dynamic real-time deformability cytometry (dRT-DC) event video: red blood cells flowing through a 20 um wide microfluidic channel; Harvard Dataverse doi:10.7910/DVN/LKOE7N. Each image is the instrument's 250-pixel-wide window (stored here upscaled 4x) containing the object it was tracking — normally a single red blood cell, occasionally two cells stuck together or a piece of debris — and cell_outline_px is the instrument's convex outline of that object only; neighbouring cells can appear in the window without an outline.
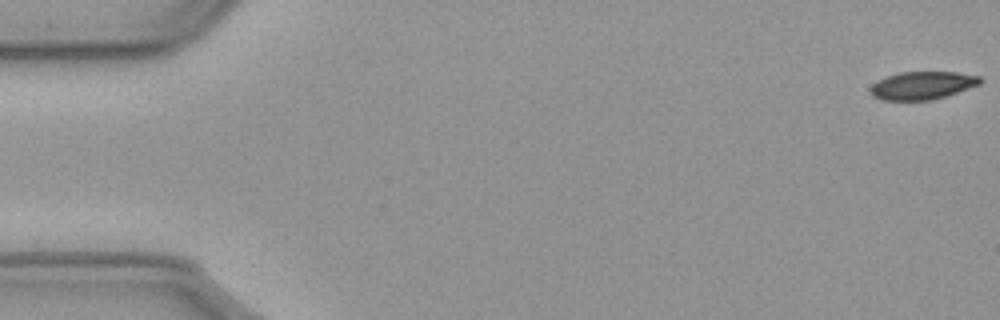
{"species": "common noctule bat (a hibernating species)", "species_latin": "Nyctalus noctula", "temperature_condition": "cold", "stored_images_in_passage": 57, "camera_frame_rate_fps": 3000, "um_per_image_px": 0.085, "animal": {"sex": "male", "body_mass_g": 23.1, "forearm_length_mm": 52.7}, "frame": {"image": 1, "passage_image": 1, "time_ms": 0.0, "image_size_px": [1000, 320], "cell_outline_px": [[984, 80], [980, 84], [932, 100], [884, 100], [872, 96], [868, 88], [872, 84], [888, 76], [900, 72], [956, 72], [980, 76]], "centroid_in_image_um": [78.39, 7.26], "position_along_channel_um": 6.6, "area_um2": 17.74}}
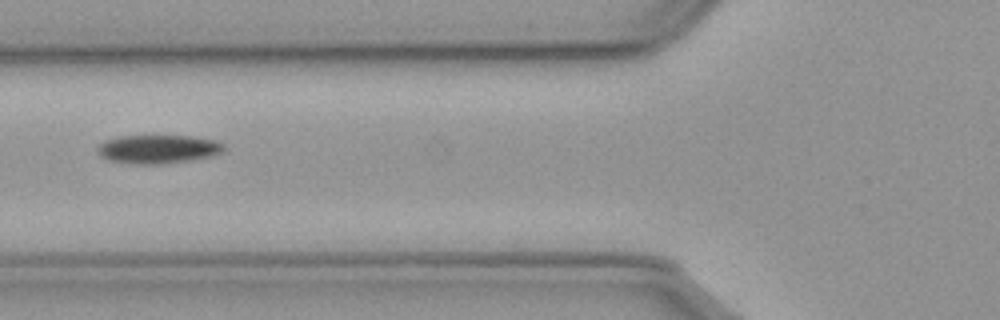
{"frame": {"image": 2, "passage_image": 22, "time_ms": 7.0, "image_size_px": [1000, 320], "cell_outline_px": [[228, 148], [224, 152], [212, 156], [192, 160], [160, 164], [136, 164], [108, 160], [100, 156], [96, 148], [104, 140], [116, 136], [192, 136], [216, 140], [224, 144]], "centroid_in_image_um": [13.47, 12.67], "position_along_channel_um": 112.3, "area_um2": 21.39}}
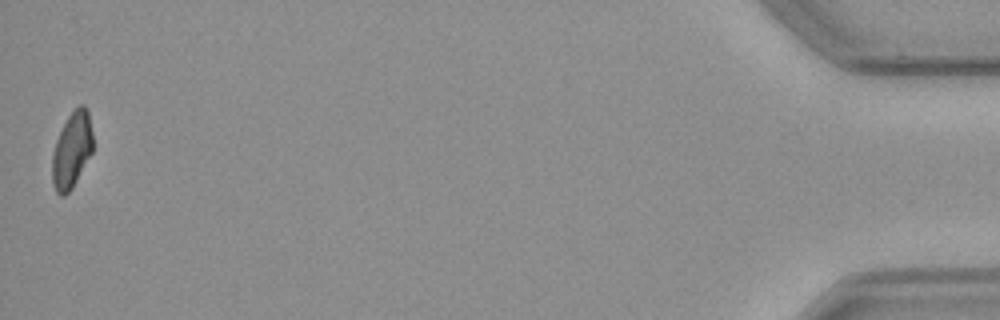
{"frame": {"image": 3, "passage_image": 57, "time_ms": 18.667, "image_size_px": [1000, 320], "cell_outline_px": [[92, 152], [72, 188], [64, 196], [60, 196], [56, 192], [52, 184], [52, 152], [56, 140], [68, 116], [80, 104], [84, 104], [88, 112], [92, 132]], "centroid_in_image_um": [6.09, 12.78], "position_along_channel_um": 429.1, "area_um2": 17.86}, "authors_computed_cell_mechanics": {"area_um2": 19.4208, "velocity_mm_per_s": 3.5889, "shape_relaxation_time_tau1_ms": 5.4807, "shape_relaxation_time_tau2_ms": null, "deformation_change_tau1": 0.1099, "deformation_change_tau2": null}}